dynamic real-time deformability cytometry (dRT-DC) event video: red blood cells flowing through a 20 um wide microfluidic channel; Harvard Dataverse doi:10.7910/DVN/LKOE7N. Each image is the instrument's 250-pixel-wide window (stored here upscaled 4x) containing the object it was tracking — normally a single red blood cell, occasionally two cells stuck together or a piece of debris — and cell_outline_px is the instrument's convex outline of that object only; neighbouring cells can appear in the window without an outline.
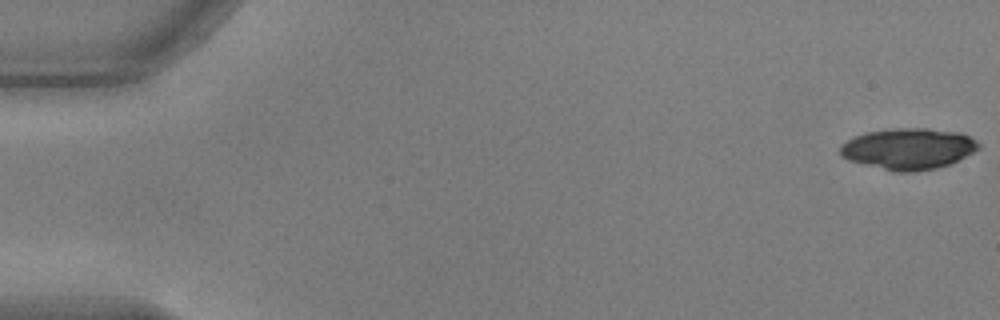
{"species": "common noctule bat (a hibernating species)", "species_latin": "Nyctalus noctula", "temperature_condition": "warm", "stored_images_in_passage": 26, "camera_frame_rate_fps": 3000, "um_per_image_px": 0.085, "animal": {"sex": "male", "body_mass_g": 17.9, "forearm_length_mm": 54.2}, "frame": {"image": 1, "passage_image": 1, "time_ms": 0.0, "image_size_px": [1000, 320], "cell_outline_px": [[980, 148], [948, 164], [936, 168], [916, 172], [896, 172], [848, 160], [840, 156], [840, 144], [856, 136], [868, 132], [892, 128], [928, 128], [960, 132], [976, 140], [980, 144]], "centroid_in_image_um": [77.2, 12.64], "position_along_channel_um": 7.8, "area_um2": 33.06}}